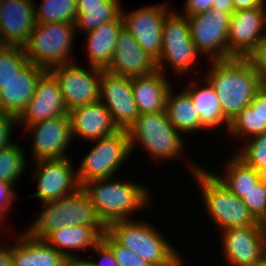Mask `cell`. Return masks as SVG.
I'll return each instance as SVG.
<instances>
[{
    "instance_id": "4316f807",
    "label": "cell",
    "mask_w": 266,
    "mask_h": 266,
    "mask_svg": "<svg viewBox=\"0 0 266 266\" xmlns=\"http://www.w3.org/2000/svg\"><path fill=\"white\" fill-rule=\"evenodd\" d=\"M123 27L124 21L120 15L115 21L103 23L97 29L85 33L87 64L103 70L109 66L118 35Z\"/></svg>"
},
{
    "instance_id": "bcb514c9",
    "label": "cell",
    "mask_w": 266,
    "mask_h": 266,
    "mask_svg": "<svg viewBox=\"0 0 266 266\" xmlns=\"http://www.w3.org/2000/svg\"><path fill=\"white\" fill-rule=\"evenodd\" d=\"M86 257L68 259L66 266H94Z\"/></svg>"
},
{
    "instance_id": "f1b7e54d",
    "label": "cell",
    "mask_w": 266,
    "mask_h": 266,
    "mask_svg": "<svg viewBox=\"0 0 266 266\" xmlns=\"http://www.w3.org/2000/svg\"><path fill=\"white\" fill-rule=\"evenodd\" d=\"M121 0H77L75 28L77 34L97 29L121 15Z\"/></svg>"
},
{
    "instance_id": "7bdbcfd3",
    "label": "cell",
    "mask_w": 266,
    "mask_h": 266,
    "mask_svg": "<svg viewBox=\"0 0 266 266\" xmlns=\"http://www.w3.org/2000/svg\"><path fill=\"white\" fill-rule=\"evenodd\" d=\"M2 233L3 231L0 233V266H13L12 245L2 246Z\"/></svg>"
},
{
    "instance_id": "6da1fadb",
    "label": "cell",
    "mask_w": 266,
    "mask_h": 266,
    "mask_svg": "<svg viewBox=\"0 0 266 266\" xmlns=\"http://www.w3.org/2000/svg\"><path fill=\"white\" fill-rule=\"evenodd\" d=\"M204 77L214 88L224 116L231 121L262 88V81L247 58L211 60Z\"/></svg>"
},
{
    "instance_id": "ba28073f",
    "label": "cell",
    "mask_w": 266,
    "mask_h": 266,
    "mask_svg": "<svg viewBox=\"0 0 266 266\" xmlns=\"http://www.w3.org/2000/svg\"><path fill=\"white\" fill-rule=\"evenodd\" d=\"M162 37V52L157 61L158 70L166 75L167 70L164 65L168 63L175 75H184V77L188 76L187 74L192 75V70L202 55L191 39L188 18L176 9H172L164 19Z\"/></svg>"
},
{
    "instance_id": "7402d4cb",
    "label": "cell",
    "mask_w": 266,
    "mask_h": 266,
    "mask_svg": "<svg viewBox=\"0 0 266 266\" xmlns=\"http://www.w3.org/2000/svg\"><path fill=\"white\" fill-rule=\"evenodd\" d=\"M69 115L73 140L81 138L93 141L119 130L101 101L75 107L69 111Z\"/></svg>"
},
{
    "instance_id": "ab89813d",
    "label": "cell",
    "mask_w": 266,
    "mask_h": 266,
    "mask_svg": "<svg viewBox=\"0 0 266 266\" xmlns=\"http://www.w3.org/2000/svg\"><path fill=\"white\" fill-rule=\"evenodd\" d=\"M261 78H266V35L257 47L246 57Z\"/></svg>"
},
{
    "instance_id": "c3c4849f",
    "label": "cell",
    "mask_w": 266,
    "mask_h": 266,
    "mask_svg": "<svg viewBox=\"0 0 266 266\" xmlns=\"http://www.w3.org/2000/svg\"><path fill=\"white\" fill-rule=\"evenodd\" d=\"M259 225L262 227V229L266 232V213L262 217V219L259 221Z\"/></svg>"
},
{
    "instance_id": "4fadbf2b",
    "label": "cell",
    "mask_w": 266,
    "mask_h": 266,
    "mask_svg": "<svg viewBox=\"0 0 266 266\" xmlns=\"http://www.w3.org/2000/svg\"><path fill=\"white\" fill-rule=\"evenodd\" d=\"M167 4L163 2L145 5L129 13L121 9L124 27L134 36L139 46L156 61L162 52V25L165 17L172 11Z\"/></svg>"
},
{
    "instance_id": "d4e9b609",
    "label": "cell",
    "mask_w": 266,
    "mask_h": 266,
    "mask_svg": "<svg viewBox=\"0 0 266 266\" xmlns=\"http://www.w3.org/2000/svg\"><path fill=\"white\" fill-rule=\"evenodd\" d=\"M103 234L98 227L66 225L52 231L44 240L68 260L83 258L78 251H90Z\"/></svg>"
},
{
    "instance_id": "484cf974",
    "label": "cell",
    "mask_w": 266,
    "mask_h": 266,
    "mask_svg": "<svg viewBox=\"0 0 266 266\" xmlns=\"http://www.w3.org/2000/svg\"><path fill=\"white\" fill-rule=\"evenodd\" d=\"M162 71L131 78L132 91L139 114L166 112V99L171 81Z\"/></svg>"
},
{
    "instance_id": "cb8c5ba5",
    "label": "cell",
    "mask_w": 266,
    "mask_h": 266,
    "mask_svg": "<svg viewBox=\"0 0 266 266\" xmlns=\"http://www.w3.org/2000/svg\"><path fill=\"white\" fill-rule=\"evenodd\" d=\"M15 236L13 266H66L67 259L45 240L34 238L27 231Z\"/></svg>"
},
{
    "instance_id": "d6986e66",
    "label": "cell",
    "mask_w": 266,
    "mask_h": 266,
    "mask_svg": "<svg viewBox=\"0 0 266 266\" xmlns=\"http://www.w3.org/2000/svg\"><path fill=\"white\" fill-rule=\"evenodd\" d=\"M106 71L134 78L152 74L158 70L157 61L147 54L134 36L123 27L118 35L111 63Z\"/></svg>"
},
{
    "instance_id": "277c9868",
    "label": "cell",
    "mask_w": 266,
    "mask_h": 266,
    "mask_svg": "<svg viewBox=\"0 0 266 266\" xmlns=\"http://www.w3.org/2000/svg\"><path fill=\"white\" fill-rule=\"evenodd\" d=\"M107 232L153 266H185L186 262L176 246L166 240L155 224L143 218L112 222L107 226Z\"/></svg>"
},
{
    "instance_id": "5b68a950",
    "label": "cell",
    "mask_w": 266,
    "mask_h": 266,
    "mask_svg": "<svg viewBox=\"0 0 266 266\" xmlns=\"http://www.w3.org/2000/svg\"><path fill=\"white\" fill-rule=\"evenodd\" d=\"M38 217L26 229L34 238L44 240L52 231L66 225L98 227L103 233L107 226L99 218L96 209L82 187L57 200L42 203Z\"/></svg>"
},
{
    "instance_id": "603a6c76",
    "label": "cell",
    "mask_w": 266,
    "mask_h": 266,
    "mask_svg": "<svg viewBox=\"0 0 266 266\" xmlns=\"http://www.w3.org/2000/svg\"><path fill=\"white\" fill-rule=\"evenodd\" d=\"M200 79L202 83H199V80L198 82L194 80L182 89L189 95L196 107L201 127L205 133H211V130H217V128L225 125L223 129H227L225 130L227 132L230 121L224 116L214 88L204 77Z\"/></svg>"
},
{
    "instance_id": "60d3db41",
    "label": "cell",
    "mask_w": 266,
    "mask_h": 266,
    "mask_svg": "<svg viewBox=\"0 0 266 266\" xmlns=\"http://www.w3.org/2000/svg\"><path fill=\"white\" fill-rule=\"evenodd\" d=\"M91 250L96 257H99V260L95 261L87 256L94 266H118L112 251L101 240Z\"/></svg>"
},
{
    "instance_id": "83f0119b",
    "label": "cell",
    "mask_w": 266,
    "mask_h": 266,
    "mask_svg": "<svg viewBox=\"0 0 266 266\" xmlns=\"http://www.w3.org/2000/svg\"><path fill=\"white\" fill-rule=\"evenodd\" d=\"M266 131V92L261 88L250 104L231 119L227 134L246 141ZM244 138V139H243Z\"/></svg>"
},
{
    "instance_id": "7a4b0ae2",
    "label": "cell",
    "mask_w": 266,
    "mask_h": 266,
    "mask_svg": "<svg viewBox=\"0 0 266 266\" xmlns=\"http://www.w3.org/2000/svg\"><path fill=\"white\" fill-rule=\"evenodd\" d=\"M120 180L115 177L97 179L81 186L106 226L115 221L134 219L132 214L153 206L150 204L151 189L130 179Z\"/></svg>"
},
{
    "instance_id": "f907efd6",
    "label": "cell",
    "mask_w": 266,
    "mask_h": 266,
    "mask_svg": "<svg viewBox=\"0 0 266 266\" xmlns=\"http://www.w3.org/2000/svg\"><path fill=\"white\" fill-rule=\"evenodd\" d=\"M4 0H0V14H1V8L3 7Z\"/></svg>"
},
{
    "instance_id": "2e32d148",
    "label": "cell",
    "mask_w": 266,
    "mask_h": 266,
    "mask_svg": "<svg viewBox=\"0 0 266 266\" xmlns=\"http://www.w3.org/2000/svg\"><path fill=\"white\" fill-rule=\"evenodd\" d=\"M266 35V7L235 11L230 17L228 58H246Z\"/></svg>"
},
{
    "instance_id": "7c38bea8",
    "label": "cell",
    "mask_w": 266,
    "mask_h": 266,
    "mask_svg": "<svg viewBox=\"0 0 266 266\" xmlns=\"http://www.w3.org/2000/svg\"><path fill=\"white\" fill-rule=\"evenodd\" d=\"M70 157L52 160L34 161L37 191L29 198H36L44 203L57 200L74 193L79 187L77 170Z\"/></svg>"
},
{
    "instance_id": "74e56055",
    "label": "cell",
    "mask_w": 266,
    "mask_h": 266,
    "mask_svg": "<svg viewBox=\"0 0 266 266\" xmlns=\"http://www.w3.org/2000/svg\"><path fill=\"white\" fill-rule=\"evenodd\" d=\"M16 194L15 186L12 183L0 181V233L3 230L2 228H4V230L8 229V227L3 224V221L6 218V214H9V212L12 210L11 207L14 205V202L17 199Z\"/></svg>"
},
{
    "instance_id": "f6af8a7d",
    "label": "cell",
    "mask_w": 266,
    "mask_h": 266,
    "mask_svg": "<svg viewBox=\"0 0 266 266\" xmlns=\"http://www.w3.org/2000/svg\"><path fill=\"white\" fill-rule=\"evenodd\" d=\"M212 8H218L220 11L230 13L231 15L235 12L233 0H216Z\"/></svg>"
},
{
    "instance_id": "ffe728a7",
    "label": "cell",
    "mask_w": 266,
    "mask_h": 266,
    "mask_svg": "<svg viewBox=\"0 0 266 266\" xmlns=\"http://www.w3.org/2000/svg\"><path fill=\"white\" fill-rule=\"evenodd\" d=\"M36 0H4L0 14V45L24 47L36 24Z\"/></svg>"
},
{
    "instance_id": "ac0fdd59",
    "label": "cell",
    "mask_w": 266,
    "mask_h": 266,
    "mask_svg": "<svg viewBox=\"0 0 266 266\" xmlns=\"http://www.w3.org/2000/svg\"><path fill=\"white\" fill-rule=\"evenodd\" d=\"M69 114L59 83L50 71L39 79L33 97L17 117L22 128L40 121Z\"/></svg>"
},
{
    "instance_id": "8fae6325",
    "label": "cell",
    "mask_w": 266,
    "mask_h": 266,
    "mask_svg": "<svg viewBox=\"0 0 266 266\" xmlns=\"http://www.w3.org/2000/svg\"><path fill=\"white\" fill-rule=\"evenodd\" d=\"M230 17V13L218 8L187 17L191 39L206 60L228 59Z\"/></svg>"
},
{
    "instance_id": "30bf717a",
    "label": "cell",
    "mask_w": 266,
    "mask_h": 266,
    "mask_svg": "<svg viewBox=\"0 0 266 266\" xmlns=\"http://www.w3.org/2000/svg\"><path fill=\"white\" fill-rule=\"evenodd\" d=\"M49 71L59 83L68 111L100 101L102 69L90 65L83 68L74 61L53 67Z\"/></svg>"
},
{
    "instance_id": "44dd1931",
    "label": "cell",
    "mask_w": 266,
    "mask_h": 266,
    "mask_svg": "<svg viewBox=\"0 0 266 266\" xmlns=\"http://www.w3.org/2000/svg\"><path fill=\"white\" fill-rule=\"evenodd\" d=\"M28 62L16 75L0 87V112L19 116L33 97L40 77L46 72Z\"/></svg>"
},
{
    "instance_id": "e0dca14e",
    "label": "cell",
    "mask_w": 266,
    "mask_h": 266,
    "mask_svg": "<svg viewBox=\"0 0 266 266\" xmlns=\"http://www.w3.org/2000/svg\"><path fill=\"white\" fill-rule=\"evenodd\" d=\"M100 101L106 106L118 129L126 130L139 116L131 78L102 69Z\"/></svg>"
},
{
    "instance_id": "9a60e30c",
    "label": "cell",
    "mask_w": 266,
    "mask_h": 266,
    "mask_svg": "<svg viewBox=\"0 0 266 266\" xmlns=\"http://www.w3.org/2000/svg\"><path fill=\"white\" fill-rule=\"evenodd\" d=\"M219 236L222 259L228 266H253L266 253V232L259 223L225 229Z\"/></svg>"
},
{
    "instance_id": "1f68e13d",
    "label": "cell",
    "mask_w": 266,
    "mask_h": 266,
    "mask_svg": "<svg viewBox=\"0 0 266 266\" xmlns=\"http://www.w3.org/2000/svg\"><path fill=\"white\" fill-rule=\"evenodd\" d=\"M41 2L38 6L34 2L36 23H75L77 0H42Z\"/></svg>"
},
{
    "instance_id": "b9f144b4",
    "label": "cell",
    "mask_w": 266,
    "mask_h": 266,
    "mask_svg": "<svg viewBox=\"0 0 266 266\" xmlns=\"http://www.w3.org/2000/svg\"><path fill=\"white\" fill-rule=\"evenodd\" d=\"M216 3V0H185L183 13L179 12L183 16H193L195 14L208 11L212 9V5Z\"/></svg>"
},
{
    "instance_id": "681fc988",
    "label": "cell",
    "mask_w": 266,
    "mask_h": 266,
    "mask_svg": "<svg viewBox=\"0 0 266 266\" xmlns=\"http://www.w3.org/2000/svg\"><path fill=\"white\" fill-rule=\"evenodd\" d=\"M262 89L266 92V78L262 80Z\"/></svg>"
},
{
    "instance_id": "f35d334b",
    "label": "cell",
    "mask_w": 266,
    "mask_h": 266,
    "mask_svg": "<svg viewBox=\"0 0 266 266\" xmlns=\"http://www.w3.org/2000/svg\"><path fill=\"white\" fill-rule=\"evenodd\" d=\"M15 127H18L17 116L0 112V150L15 143L12 138Z\"/></svg>"
},
{
    "instance_id": "ee69618b",
    "label": "cell",
    "mask_w": 266,
    "mask_h": 266,
    "mask_svg": "<svg viewBox=\"0 0 266 266\" xmlns=\"http://www.w3.org/2000/svg\"><path fill=\"white\" fill-rule=\"evenodd\" d=\"M235 11L251 9L254 7H266V0H233Z\"/></svg>"
},
{
    "instance_id": "3957f363",
    "label": "cell",
    "mask_w": 266,
    "mask_h": 266,
    "mask_svg": "<svg viewBox=\"0 0 266 266\" xmlns=\"http://www.w3.org/2000/svg\"><path fill=\"white\" fill-rule=\"evenodd\" d=\"M186 162V168L201 189L204 203L202 205L205 206L210 221L215 224V229L220 232L230 228L255 226L259 223L242 199L234 195L211 170L206 169L204 165L200 166L201 163L195 164L192 159Z\"/></svg>"
},
{
    "instance_id": "836d02e7",
    "label": "cell",
    "mask_w": 266,
    "mask_h": 266,
    "mask_svg": "<svg viewBox=\"0 0 266 266\" xmlns=\"http://www.w3.org/2000/svg\"><path fill=\"white\" fill-rule=\"evenodd\" d=\"M241 151L235 154L247 165L266 176V131L241 144Z\"/></svg>"
},
{
    "instance_id": "8992f818",
    "label": "cell",
    "mask_w": 266,
    "mask_h": 266,
    "mask_svg": "<svg viewBox=\"0 0 266 266\" xmlns=\"http://www.w3.org/2000/svg\"><path fill=\"white\" fill-rule=\"evenodd\" d=\"M131 153L138 144L144 146L154 162L175 160L185 155L186 139L170 123L166 112L139 114L127 129ZM185 140V141H184ZM183 153V154H182Z\"/></svg>"
},
{
    "instance_id": "7dc6e473",
    "label": "cell",
    "mask_w": 266,
    "mask_h": 266,
    "mask_svg": "<svg viewBox=\"0 0 266 266\" xmlns=\"http://www.w3.org/2000/svg\"><path fill=\"white\" fill-rule=\"evenodd\" d=\"M253 266H266V253L263 255V257L257 261Z\"/></svg>"
},
{
    "instance_id": "d590c367",
    "label": "cell",
    "mask_w": 266,
    "mask_h": 266,
    "mask_svg": "<svg viewBox=\"0 0 266 266\" xmlns=\"http://www.w3.org/2000/svg\"><path fill=\"white\" fill-rule=\"evenodd\" d=\"M101 241L112 251L118 266H153L119 244L107 231L101 236Z\"/></svg>"
},
{
    "instance_id": "9c48e42d",
    "label": "cell",
    "mask_w": 266,
    "mask_h": 266,
    "mask_svg": "<svg viewBox=\"0 0 266 266\" xmlns=\"http://www.w3.org/2000/svg\"><path fill=\"white\" fill-rule=\"evenodd\" d=\"M89 142L94 146L84 155L76 169L80 187L92 180L117 177L115 174H119L118 170L132 155L126 130L119 129Z\"/></svg>"
},
{
    "instance_id": "f546056e",
    "label": "cell",
    "mask_w": 266,
    "mask_h": 266,
    "mask_svg": "<svg viewBox=\"0 0 266 266\" xmlns=\"http://www.w3.org/2000/svg\"><path fill=\"white\" fill-rule=\"evenodd\" d=\"M173 89V90H172ZM172 87L166 99V113L170 123L181 133L201 134L205 130L201 127L199 113L196 111L189 95L182 89L175 94ZM201 132V133H200Z\"/></svg>"
},
{
    "instance_id": "4dcf8cb0",
    "label": "cell",
    "mask_w": 266,
    "mask_h": 266,
    "mask_svg": "<svg viewBox=\"0 0 266 266\" xmlns=\"http://www.w3.org/2000/svg\"><path fill=\"white\" fill-rule=\"evenodd\" d=\"M225 168L223 173L213 172L222 183L238 198L242 199L246 196L255 185L264 177L253 167L247 165L237 155H231L228 161L225 160Z\"/></svg>"
},
{
    "instance_id": "52a82bcc",
    "label": "cell",
    "mask_w": 266,
    "mask_h": 266,
    "mask_svg": "<svg viewBox=\"0 0 266 266\" xmlns=\"http://www.w3.org/2000/svg\"><path fill=\"white\" fill-rule=\"evenodd\" d=\"M76 33L74 23H36L24 46L28 60L48 71L77 61L72 54Z\"/></svg>"
},
{
    "instance_id": "8d00e7d4",
    "label": "cell",
    "mask_w": 266,
    "mask_h": 266,
    "mask_svg": "<svg viewBox=\"0 0 266 266\" xmlns=\"http://www.w3.org/2000/svg\"><path fill=\"white\" fill-rule=\"evenodd\" d=\"M242 201L259 222L266 213V176L246 193Z\"/></svg>"
},
{
    "instance_id": "d6a6232c",
    "label": "cell",
    "mask_w": 266,
    "mask_h": 266,
    "mask_svg": "<svg viewBox=\"0 0 266 266\" xmlns=\"http://www.w3.org/2000/svg\"><path fill=\"white\" fill-rule=\"evenodd\" d=\"M26 152L20 143H14L10 147L0 150V181H7L14 186L19 183L28 168ZM28 161V162H27ZM27 166V167H26Z\"/></svg>"
},
{
    "instance_id": "5bb4252c",
    "label": "cell",
    "mask_w": 266,
    "mask_h": 266,
    "mask_svg": "<svg viewBox=\"0 0 266 266\" xmlns=\"http://www.w3.org/2000/svg\"><path fill=\"white\" fill-rule=\"evenodd\" d=\"M24 129L32 134L33 162L71 157L66 154L74 141L69 114L28 125Z\"/></svg>"
},
{
    "instance_id": "e575fe53",
    "label": "cell",
    "mask_w": 266,
    "mask_h": 266,
    "mask_svg": "<svg viewBox=\"0 0 266 266\" xmlns=\"http://www.w3.org/2000/svg\"><path fill=\"white\" fill-rule=\"evenodd\" d=\"M28 62L24 47L0 45V87Z\"/></svg>"
}]
</instances>
